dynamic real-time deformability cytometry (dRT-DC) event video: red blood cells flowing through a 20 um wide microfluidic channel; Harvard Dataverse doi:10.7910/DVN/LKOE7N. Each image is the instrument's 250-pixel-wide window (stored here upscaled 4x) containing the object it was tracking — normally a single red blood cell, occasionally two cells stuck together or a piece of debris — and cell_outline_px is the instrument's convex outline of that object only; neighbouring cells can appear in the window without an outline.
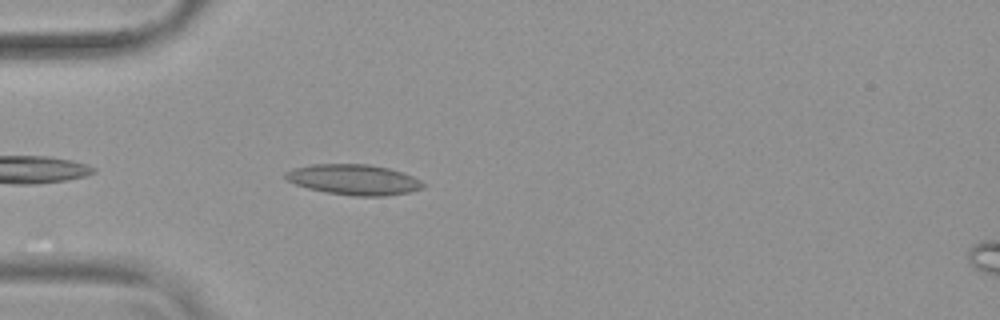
{"species": "common noctule bat (a hibernating species)", "species_latin": "Nyctalus noctula", "temperature_condition": "warm", "stored_images_in_passage": 6, "camera_frame_rate_fps": 3000, "um_per_image_px": 0.085, "animal": {"sex": "female", "body_mass_g": 19.9}, "frame": {"image": 1, "passage_image": 3, "time_ms": 0.667, "image_size_px": [1000, 320], "cell_outline_px": [[424, 188], [408, 192], [384, 196], [352, 196], [328, 192], [308, 188], [296, 184], [288, 180], [284, 176], [284, 172], [292, 168], [312, 164], [368, 164], [388, 168], [412, 176], [420, 180], [424, 184]], "centroid_in_image_um": [30.05, 15.26], "position_along_channel_um": 54.9, "area_um2": 24.28}}